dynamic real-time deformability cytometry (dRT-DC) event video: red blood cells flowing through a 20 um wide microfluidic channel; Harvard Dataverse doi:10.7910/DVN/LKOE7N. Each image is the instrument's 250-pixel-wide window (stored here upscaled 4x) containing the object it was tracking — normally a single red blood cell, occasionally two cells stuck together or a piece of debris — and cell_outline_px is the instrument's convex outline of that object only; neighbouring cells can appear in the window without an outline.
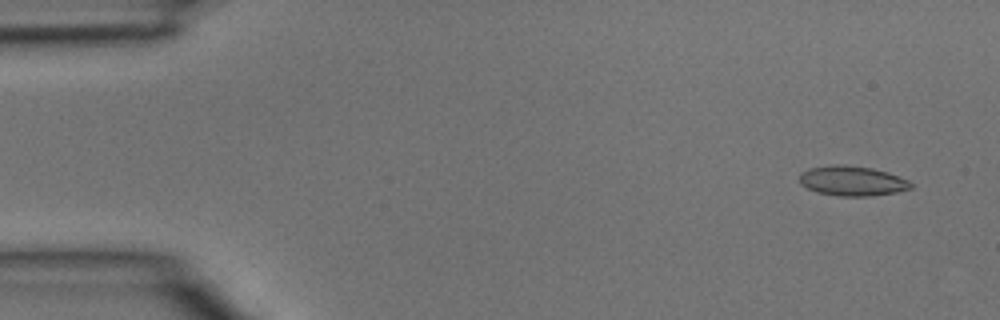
{"species": "common noctule bat (a hibernating species)", "species_latin": "Nyctalus noctula", "temperature_condition": "room temperature", "stored_images_in_passage": 3, "camera_frame_rate_fps": 3000, "um_per_image_px": 0.085, "animal": {"sex": "male", "body_mass_g": 15.6}, "frame": {"image": 1, "passage_image": 1, "time_ms": 0.0, "image_size_px": [1000, 320], "cell_outline_px": [[912, 188], [896, 192], [872, 196], [840, 196], [816, 192], [800, 184], [800, 172], [808, 168], [836, 164], [840, 164], [872, 168], [888, 172], [908, 180], [912, 184]], "centroid_in_image_um": [72.42, 15.37], "position_along_channel_um": 12.6, "area_um2": 19.42}}
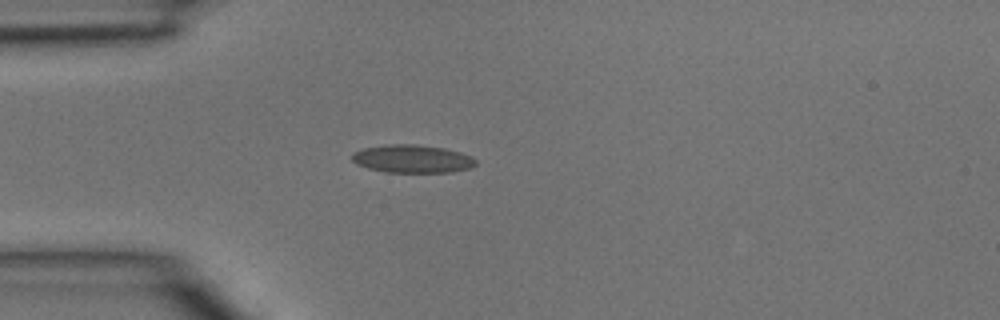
{"frame": {"image": 2, "passage_image": 3, "time_ms": 0.667, "image_size_px": [1000, 320], "cell_outline_px": [[476, 164], [472, 168], [452, 172], [384, 172], [368, 168], [356, 164], [352, 160], [352, 152], [364, 148], [384, 144], [416, 144], [444, 148], [460, 152], [472, 156], [476, 160]], "centroid_in_image_um": [35.05, 13.5], "position_along_channel_um": 50.0, "area_um2": 20.4}}